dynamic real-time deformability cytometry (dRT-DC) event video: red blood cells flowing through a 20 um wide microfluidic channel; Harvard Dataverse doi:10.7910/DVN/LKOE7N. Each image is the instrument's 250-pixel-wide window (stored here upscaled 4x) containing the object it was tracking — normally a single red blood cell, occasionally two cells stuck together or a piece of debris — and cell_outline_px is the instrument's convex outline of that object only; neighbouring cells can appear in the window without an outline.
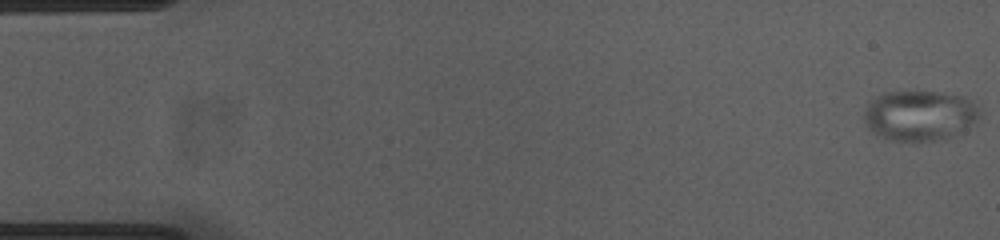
{"species": "common noctule bat (a hibernating species)", "species_latin": "Nyctalus noctula", "temperature_condition": "cold", "stored_images_in_passage": 54, "camera_frame_rate_fps": 3000, "um_per_image_px": 0.085, "animal": {"sex": "female", "body_mass_g": 23.0, "forearm_length_mm": 53.4}, "frame": {"image": 1, "passage_image": 1, "time_ms": 0.0, "image_size_px": [1000, 240], "cell_outline_px": [[980, 112], [976, 124], [956, 136], [948, 140], [888, 140], [872, 132], [868, 128], [864, 120], [864, 112], [868, 104], [876, 96], [884, 92], [940, 92], [964, 96], [972, 100], [976, 104]], "centroid_in_image_um": [78.22, 9.83], "position_along_channel_um": 6.8, "area_um2": 34.33}}
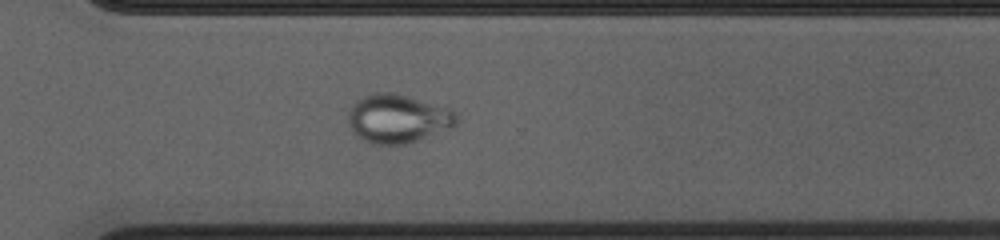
{"frame": {"image": 2, "passage_image": 39, "time_ms": 12.667, "image_size_px": [1000, 240], "cell_outline_px": [[460, 120], [452, 128], [420, 140], [408, 144], [372, 144], [360, 140], [352, 132], [348, 120], [348, 112], [352, 104], [356, 100], [372, 92], [396, 92], [456, 112]], "centroid_in_image_um": [33.78, 10.1], "position_along_channel_um": 336.8, "area_um2": 31.04}}
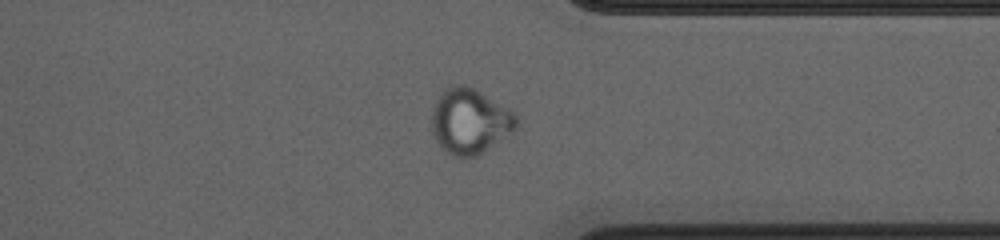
{"frame": {"image": 3, "passage_image": 42, "time_ms": 13.667, "image_size_px": [1000, 240], "cell_outline_px": [[520, 124], [512, 132], [484, 152], [476, 156], [456, 156], [440, 148], [432, 132], [432, 108], [436, 100], [452, 84], [464, 84], [480, 92], [508, 108], [520, 120]], "centroid_in_image_um": [39.94, 10.31], "position_along_channel_um": 371.5, "area_um2": 32.02}}